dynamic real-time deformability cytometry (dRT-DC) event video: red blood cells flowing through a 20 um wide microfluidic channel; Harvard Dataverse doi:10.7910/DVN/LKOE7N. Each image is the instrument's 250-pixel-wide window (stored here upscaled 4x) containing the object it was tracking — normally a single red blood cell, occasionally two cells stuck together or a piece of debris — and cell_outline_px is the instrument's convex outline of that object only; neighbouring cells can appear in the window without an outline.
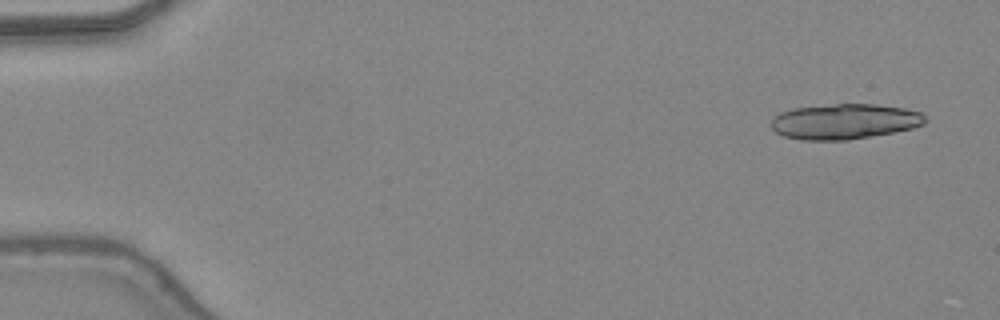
{"species": "common noctule bat (a hibernating species)", "species_latin": "Nyctalus noctula", "temperature_condition": "warm", "stored_images_in_passage": 19, "camera_frame_rate_fps": 3000, "um_per_image_px": 0.085, "animal": {"sex": "female", "body_mass_g": 24.6, "forearm_length_mm": 56.2}, "frame": {"image": 1, "passage_image": 3, "time_ms": 0.667, "image_size_px": [1000, 320], "cell_outline_px": [[928, 120], [924, 124], [912, 128], [892, 132], [848, 140], [800, 140], [784, 136], [776, 132], [772, 128], [772, 120], [780, 112], [792, 108], [836, 104], [876, 104], [904, 108], [920, 112]], "centroid_in_image_um": [71.78, 10.32], "position_along_channel_um": 13.2, "area_um2": 31.62}}